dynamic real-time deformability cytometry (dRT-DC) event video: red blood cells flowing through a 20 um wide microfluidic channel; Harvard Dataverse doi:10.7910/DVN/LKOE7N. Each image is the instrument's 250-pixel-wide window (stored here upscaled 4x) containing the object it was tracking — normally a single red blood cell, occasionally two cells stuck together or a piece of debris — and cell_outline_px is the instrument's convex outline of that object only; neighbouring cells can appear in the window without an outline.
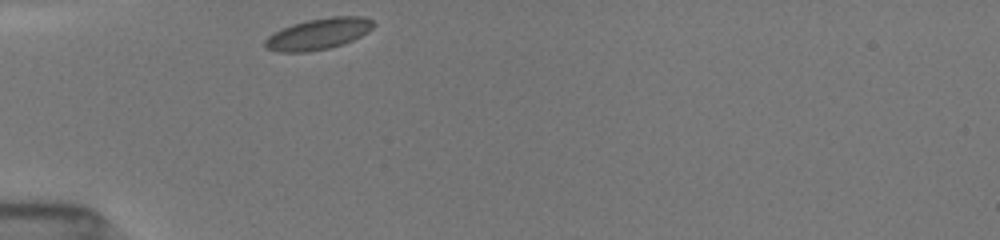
{"species": "common noctule bat (a hibernating species)", "species_latin": "Nyctalus noctula", "temperature_condition": "room temperature", "stored_images_in_passage": 3, "camera_frame_rate_fps": 3000, "um_per_image_px": 0.085, "animal": {"sex": "female", "body_mass_g": 19.5, "forearm_length_mm": 54.1}, "frame": {"image": 1, "passage_image": 1, "time_ms": 0.0, "image_size_px": [1000, 240], "cell_outline_px": [[376, 24], [368, 32], [344, 44], [328, 48], [308, 52], [280, 52], [264, 48], [264, 40], [268, 36], [292, 24], [308, 20], [328, 16], [364, 16], [372, 20]], "centroid_in_image_um": [27.08, 2.88], "position_along_channel_um": 57.9, "area_um2": 19.77}}
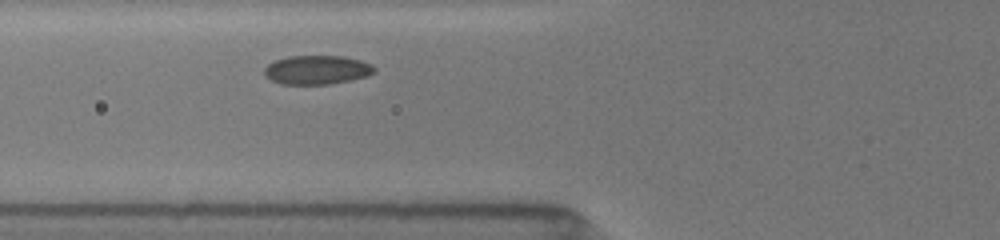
{"frame": {"image": 2, "passage_image": 3, "time_ms": 1.333, "image_size_px": [1000, 240], "cell_outline_px": [[376, 72], [368, 76], [328, 84], [280, 84], [264, 76], [264, 68], [268, 64], [276, 60], [288, 56], [344, 56], [360, 60], [372, 64], [376, 68]], "centroid_in_image_um": [26.95, 5.93], "position_along_channel_um": 98.9, "area_um2": 18.61}}